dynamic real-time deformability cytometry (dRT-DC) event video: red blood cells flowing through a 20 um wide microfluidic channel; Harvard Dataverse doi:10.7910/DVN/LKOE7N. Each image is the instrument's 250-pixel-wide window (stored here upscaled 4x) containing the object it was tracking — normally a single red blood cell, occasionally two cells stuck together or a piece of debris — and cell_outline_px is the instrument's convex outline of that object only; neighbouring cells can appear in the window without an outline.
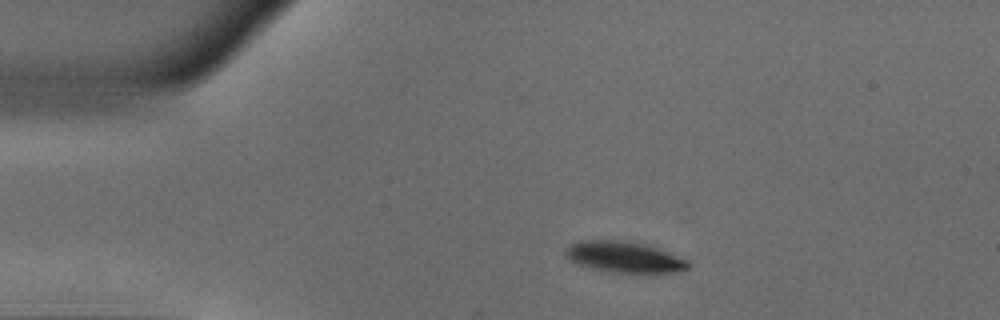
{"species": "common noctule bat (a hibernating species)", "species_latin": "Nyctalus noctula", "temperature_condition": "warm", "stored_images_in_passage": 43, "camera_frame_rate_fps": 3000, "um_per_image_px": 0.085, "animal": {"sex": "male", "body_mass_g": 18.8}, "frame": {"image": 1, "passage_image": 1, "time_ms": 0.0, "image_size_px": [1000, 320], "cell_outline_px": [[688, 268], [676, 272], [648, 276], [612, 272], [592, 268], [576, 264], [564, 252], [572, 244], [580, 240], [616, 240], [644, 244], [656, 248], [688, 260]], "centroid_in_image_um": [53.12, 21.9], "position_along_channel_um": 31.9, "area_um2": 22.48}}
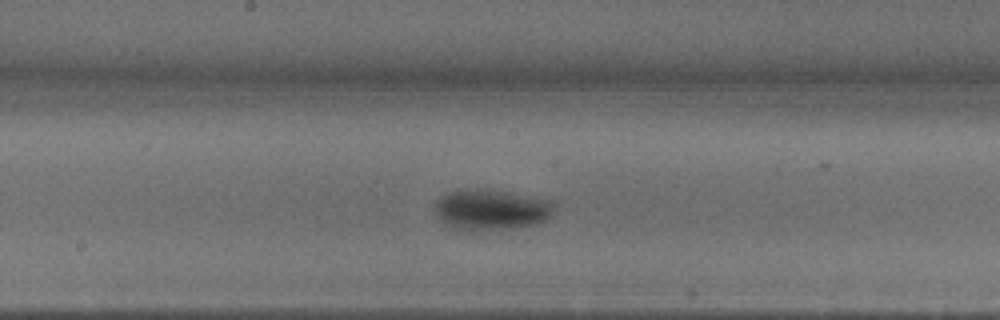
{"frame": {"image": 2, "passage_image": 18, "time_ms": 5.667, "image_size_px": [1000, 320], "cell_outline_px": [[556, 204], [552, 212], [544, 220], [532, 224], [504, 228], [456, 228], [444, 224], [440, 220], [436, 212], [436, 200], [440, 196], [448, 192], [476, 188], [504, 192], [552, 200]], "centroid_in_image_um": [41.73, 17.78], "position_along_channel_um": 206.5, "area_um2": 27.17}}
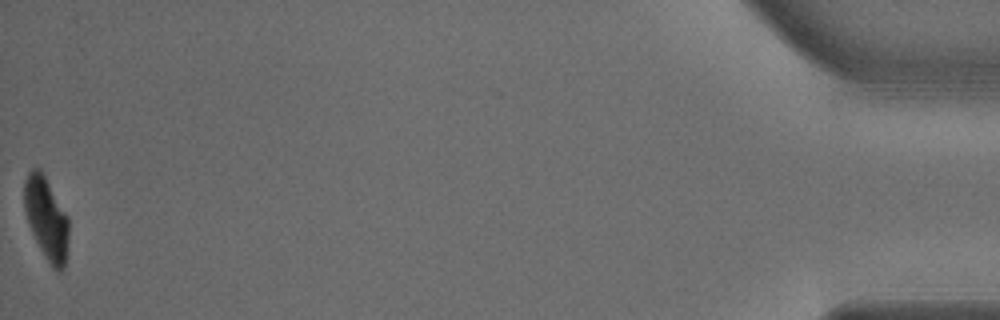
{"frame": {"image": 3, "passage_image": 43, "time_ms": 14.0, "image_size_px": [1000, 320], "cell_outline_px": [[68, 240], [64, 268], [60, 272], [56, 272], [52, 268], [44, 256], [28, 224], [24, 212], [24, 180], [28, 172], [32, 168], [40, 168], [68, 216]], "centroid_in_image_um": [3.93, 18.57], "position_along_channel_um": 431.3, "area_um2": 21.44}, "authors_computed_cell_mechanics": {"area_um2": 26.3568, "velocity_mm_per_s": 3.8742, "shape_relaxation_time_tau1_ms": 2.4097, "shape_relaxation_time_tau2_ms": 2.0836, "deformation_change_tau1": 0.1713, "deformation_change_tau2": 0.037}}